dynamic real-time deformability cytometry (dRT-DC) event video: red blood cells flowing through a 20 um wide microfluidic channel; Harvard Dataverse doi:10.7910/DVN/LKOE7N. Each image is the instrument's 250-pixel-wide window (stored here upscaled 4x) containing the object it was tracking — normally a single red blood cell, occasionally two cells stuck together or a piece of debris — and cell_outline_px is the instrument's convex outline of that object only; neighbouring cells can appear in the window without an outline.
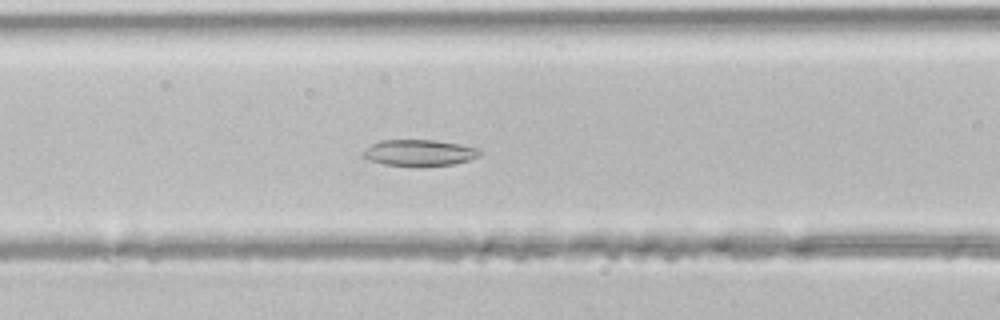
{"species": "common noctule bat (a hibernating species)", "species_latin": "Nyctalus noctula", "temperature_condition": "room temperature", "stored_images_in_passage": 30, "camera_frame_rate_fps": 3000, "um_per_image_px": 0.085, "animal": {"sex": "male", "body_mass_g": 21.5, "forearm_length_mm": 52.0}, "frame": {"image": 1, "passage_image": 9, "time_ms": 2.667, "image_size_px": [1000, 320], "cell_outline_px": [[484, 152], [480, 156], [468, 160], [452, 164], [420, 168], [384, 164], [368, 160], [360, 156], [360, 152], [372, 144], [380, 140], [436, 140], [460, 144], [480, 148]], "centroid_in_image_um": [35.64, 13.0], "position_along_channel_um": 131.0, "area_um2": 18.55}}
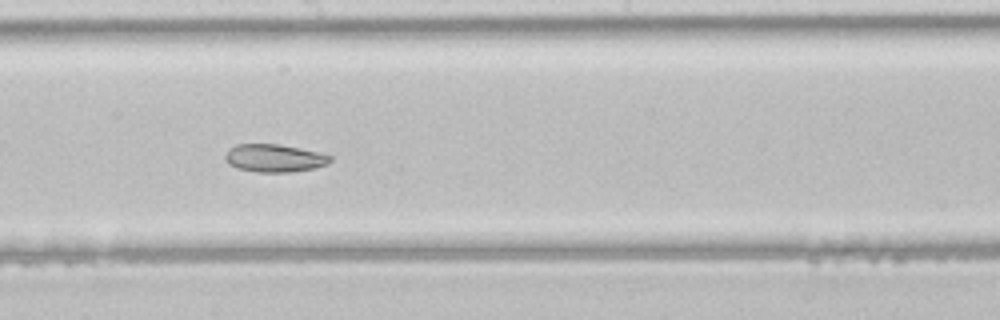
{"frame": {"image": 2, "passage_image": 15, "time_ms": 4.667, "image_size_px": [1000, 320], "cell_outline_px": [[332, 160], [328, 164], [316, 168], [292, 172], [256, 172], [236, 168], [228, 164], [224, 160], [224, 156], [228, 148], [236, 144], [280, 144], [300, 148], [332, 156]], "centroid_in_image_um": [23.29, 13.44], "position_along_channel_um": 224.9, "area_um2": 17.28}}
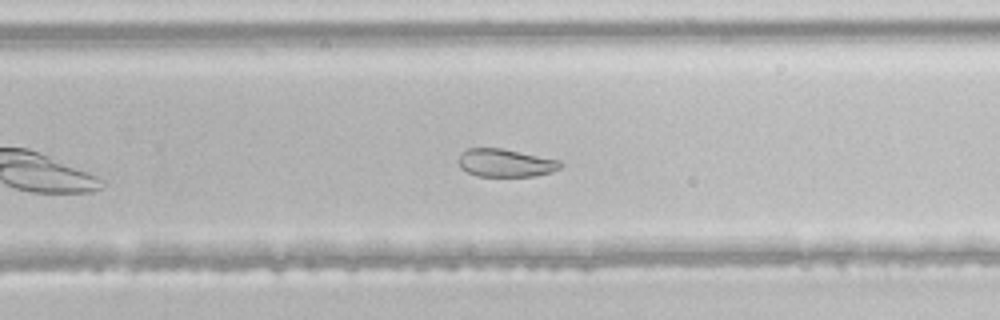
{"frame": {"image": 3, "passage_image": 19, "time_ms": 6.0, "image_size_px": [1000, 320], "cell_outline_px": [[564, 164], [560, 168], [552, 172], [532, 176], [480, 176], [468, 172], [460, 168], [456, 160], [468, 148], [500, 148], [560, 160]], "centroid_in_image_um": [42.97, 13.85], "position_along_channel_um": 286.8, "area_um2": 16.53}}